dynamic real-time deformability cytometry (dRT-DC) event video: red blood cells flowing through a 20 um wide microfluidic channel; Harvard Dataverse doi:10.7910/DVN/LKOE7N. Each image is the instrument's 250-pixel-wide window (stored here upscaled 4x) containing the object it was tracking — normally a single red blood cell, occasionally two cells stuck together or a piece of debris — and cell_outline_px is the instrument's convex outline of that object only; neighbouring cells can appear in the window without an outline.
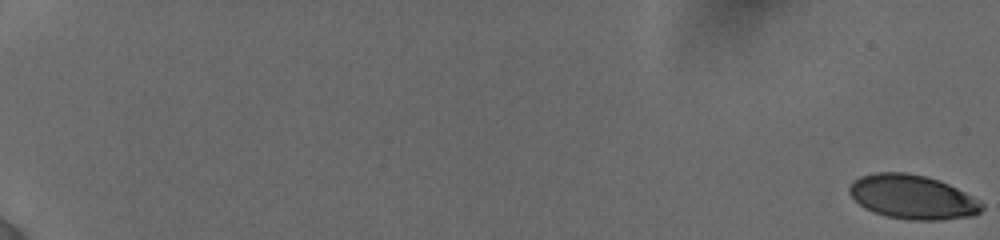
{"species": "human", "species_latin": "Homo sapiens", "temperature_condition": "cold", "stored_images_in_passage": 29, "camera_frame_rate_fps": 3000, "um_per_image_px": 0.085, "donor": {"sex": "female"}, "frame": {"image": 1, "passage_image": 1, "time_ms": 0.0, "image_size_px": [1000, 240], "cell_outline_px": [[984, 208], [980, 212], [972, 216], [940, 220], [908, 220], [888, 216], [872, 212], [864, 208], [848, 192], [848, 188], [852, 180], [860, 176], [876, 172], [904, 172], [924, 176], [940, 180], [972, 196], [984, 204]], "centroid_in_image_um": [77.55, 16.74], "position_along_channel_um": 7.5, "area_um2": 34.16}}
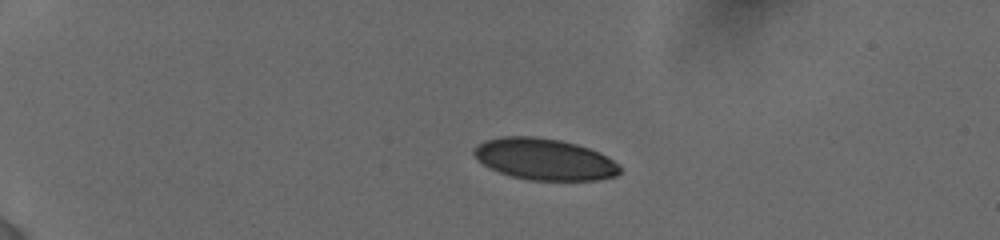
{"frame": {"image": 2, "passage_image": 20, "time_ms": 5.0, "image_size_px": [1000, 240], "cell_outline_px": [[620, 172], [616, 176], [596, 180], [532, 180], [512, 176], [500, 172], [476, 160], [472, 152], [472, 148], [484, 140], [500, 136], [536, 136], [560, 140], [576, 144], [600, 152], [620, 164]], "centroid_in_image_um": [46.27, 13.52], "position_along_channel_um": 38.7, "area_um2": 35.43}}